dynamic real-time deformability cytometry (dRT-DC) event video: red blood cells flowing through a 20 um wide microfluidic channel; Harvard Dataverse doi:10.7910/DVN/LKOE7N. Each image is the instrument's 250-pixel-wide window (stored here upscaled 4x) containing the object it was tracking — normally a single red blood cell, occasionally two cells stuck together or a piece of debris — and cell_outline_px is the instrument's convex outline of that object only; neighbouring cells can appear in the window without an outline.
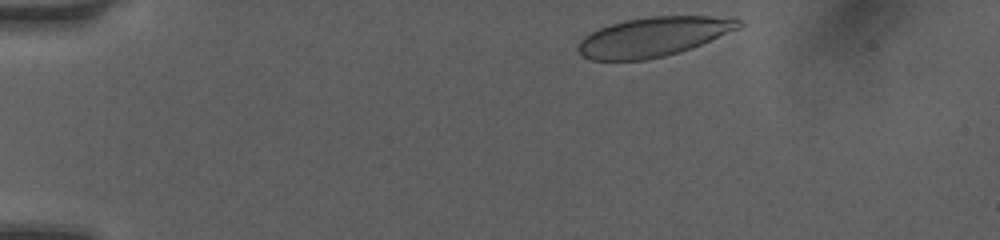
{"species": "human", "species_latin": "Homo sapiens", "temperature_condition": "room temperature", "stored_images_in_passage": 28, "camera_frame_rate_fps": 3000, "um_per_image_px": 0.085, "donor": {"sex": "female"}, "frame": {"image": 1, "passage_image": 1, "time_ms": 0.0, "image_size_px": [1000, 240], "cell_outline_px": [[744, 24], [740, 28], [700, 44], [664, 56], [644, 60], [592, 60], [580, 56], [576, 48], [580, 40], [584, 36], [600, 28], [624, 20], [648, 16], [708, 16], [744, 20]], "centroid_in_image_um": [55.49, 3.12], "position_along_channel_um": 29.5, "area_um2": 36.65}}
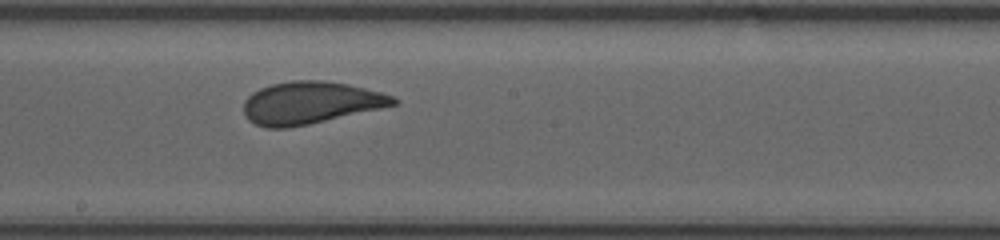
{"frame": {"image": 2, "passage_image": 15, "time_ms": 6.667, "image_size_px": [1000, 240], "cell_outline_px": [[400, 104], [308, 124], [288, 128], [264, 128], [248, 120], [244, 112], [244, 100], [252, 92], [260, 88], [272, 84], [292, 80], [324, 80], [348, 84], [380, 92], [392, 96], [400, 100]], "centroid_in_image_um": [26.38, 8.73], "position_along_channel_um": 221.8, "area_um2": 36.93}}
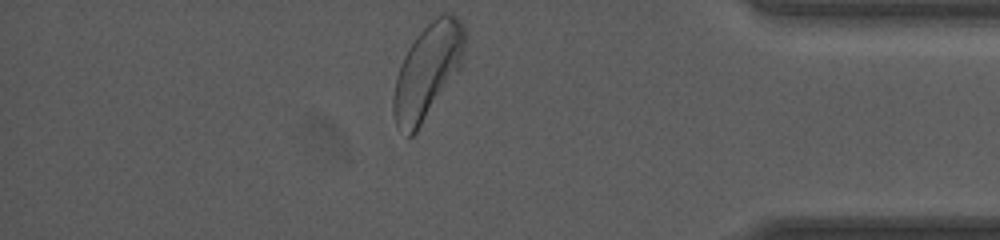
{"frame": {"image": 3, "passage_image": 28, "time_ms": 11.667, "image_size_px": [1000, 240], "cell_outline_px": [[464, 44], [460, 68], [416, 132], [412, 136], [408, 136], [396, 128], [392, 108], [392, 100], [396, 80], [400, 64], [408, 48], [416, 36], [440, 12], [448, 12], [456, 16], [460, 20], [464, 28]], "centroid_in_image_um": [36.31, 6.04], "position_along_channel_um": 398.9, "area_um2": 38.84}, "authors_computed_cell_mechanics": {"area_um2": 36.992, "velocity_mm_per_s": 4.0667, "shape_relaxation_time_tau1_ms": 3.7274, "shape_relaxation_time_tau2_ms": null, "deformation_change_tau1": 0.1386, "deformation_change_tau2": null}}